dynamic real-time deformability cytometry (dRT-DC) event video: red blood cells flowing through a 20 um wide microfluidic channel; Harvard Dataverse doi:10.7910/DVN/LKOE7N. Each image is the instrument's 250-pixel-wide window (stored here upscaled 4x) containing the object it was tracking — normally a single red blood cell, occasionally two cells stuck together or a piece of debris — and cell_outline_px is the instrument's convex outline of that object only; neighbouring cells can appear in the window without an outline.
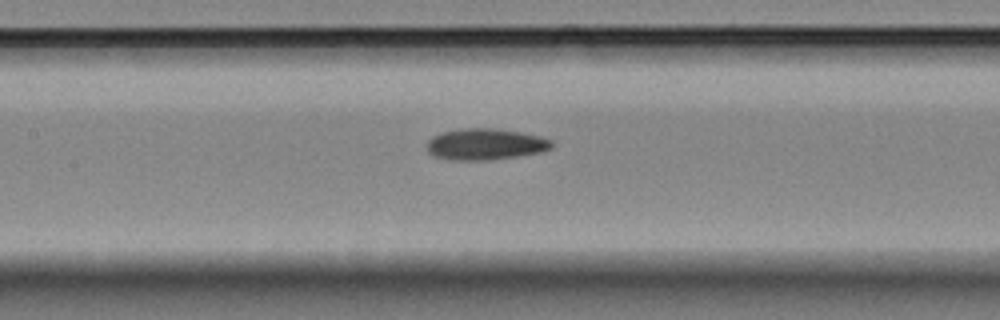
{"species": "Egyptian fruit bat (a non-hibernating species)", "species_latin": "Rousettus aegyptiacus", "temperature_condition": "room temperature", "stored_images_in_passage": 7, "segment_of_instrument_passage": [2, 2], "camera_frame_rate_fps": 3000, "um_per_image_px": 0.085, "animal": {"sex": "female"}, "frame": {"image": 1, "passage_image": 7, "time_ms": 8.333, "image_size_px": [1000, 320], "cell_outline_px": [[552, 148], [544, 152], [488, 160], [448, 160], [432, 156], [428, 152], [428, 140], [432, 136], [440, 132], [460, 128], [496, 128], [520, 132], [540, 136], [552, 140]], "centroid_in_image_um": [41.24, 12.26], "position_along_channel_um": 166.2, "area_um2": 23.06}}